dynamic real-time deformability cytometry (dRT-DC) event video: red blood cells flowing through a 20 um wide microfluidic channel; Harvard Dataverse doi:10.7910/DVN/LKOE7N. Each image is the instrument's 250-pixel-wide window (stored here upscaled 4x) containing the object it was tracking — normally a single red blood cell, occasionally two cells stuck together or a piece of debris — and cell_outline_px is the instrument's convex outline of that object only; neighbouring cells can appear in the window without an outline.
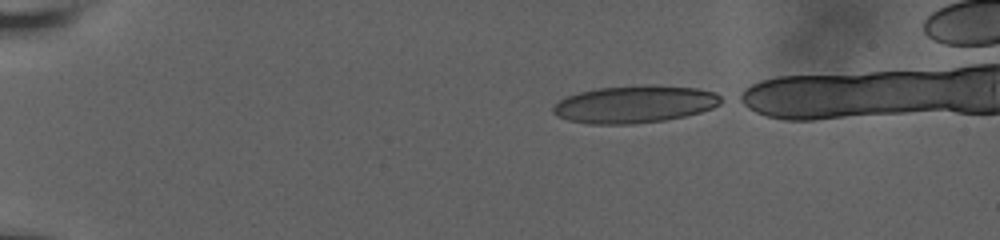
{"species": "human", "species_latin": "Homo sapiens", "temperature_condition": "room temperature", "stored_images_in_passage": 17, "camera_frame_rate_fps": 3000, "um_per_image_px": 0.085, "donor": {"sex": "male"}, "frame": {"image": 1, "passage_image": 1, "time_ms": 0.0, "image_size_px": [1000, 240], "cell_outline_px": [[728, 100], [712, 108], [700, 112], [684, 116], [664, 120], [632, 124], [588, 124], [568, 120], [556, 116], [552, 112], [552, 108], [564, 96], [596, 88], [644, 84], [652, 84], [696, 88], [716, 92], [724, 96]], "centroid_in_image_um": [53.99, 8.84], "position_along_channel_um": 31.0, "area_um2": 37.17}}
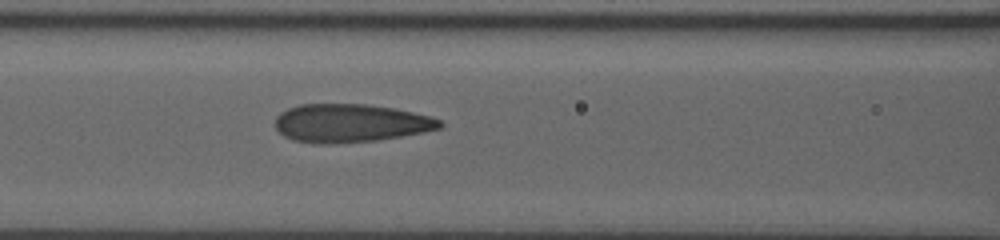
{"frame": {"image": 2, "passage_image": 10, "time_ms": 3.0, "image_size_px": [1000, 240], "cell_outline_px": [[444, 124], [440, 128], [424, 132], [376, 140], [332, 144], [320, 144], [292, 140], [284, 136], [276, 128], [276, 116], [280, 112], [288, 108], [300, 104], [364, 104], [392, 108], [432, 116], [440, 120]], "centroid_in_image_um": [29.77, 10.47], "position_along_channel_um": 136.8, "area_um2": 36.7}}
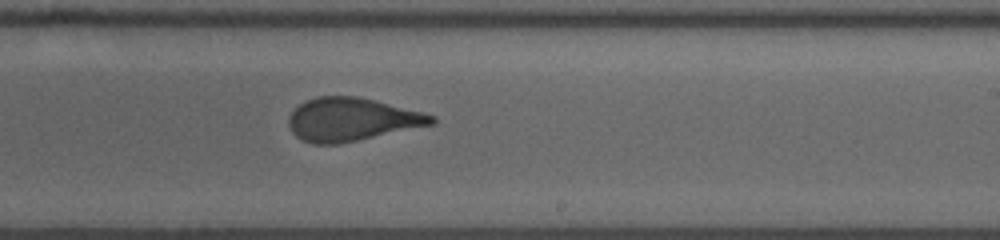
{"frame": {"image": 3, "passage_image": 17, "time_ms": 5.333, "image_size_px": [1000, 240], "cell_outline_px": [[436, 124], [340, 144], [312, 144], [296, 136], [292, 132], [288, 124], [288, 116], [300, 104], [316, 96], [356, 96], [376, 100], [436, 116]], "centroid_in_image_um": [29.91, 10.16], "position_along_channel_um": 259.1, "area_um2": 36.01}}